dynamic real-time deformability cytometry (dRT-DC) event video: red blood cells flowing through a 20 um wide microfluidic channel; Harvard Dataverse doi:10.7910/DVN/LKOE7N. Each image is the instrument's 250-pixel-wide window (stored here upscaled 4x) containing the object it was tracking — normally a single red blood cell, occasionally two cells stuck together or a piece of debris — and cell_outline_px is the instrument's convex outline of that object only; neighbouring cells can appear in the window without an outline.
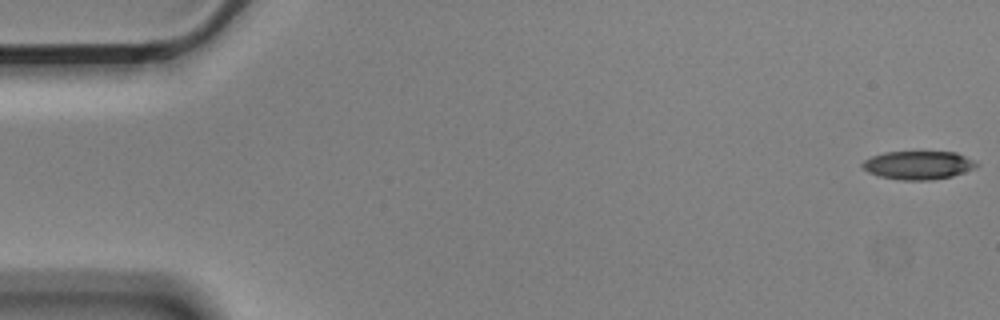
{"species": "Egyptian fruit bat (a non-hibernating species)", "species_latin": "Rousettus aegyptiacus", "temperature_condition": "cold", "stored_images_in_passage": 57, "camera_frame_rate_fps": 3000, "um_per_image_px": 0.085, "animal": {"sex": "male"}, "frame": {"image": 1, "passage_image": 1, "time_ms": 0.0, "image_size_px": [1000, 320], "cell_outline_px": [[980, 164], [976, 168], [952, 176], [928, 180], [900, 180], [880, 176], [868, 172], [860, 164], [864, 160], [872, 156], [884, 152], [956, 152]], "centroid_in_image_um": [78.05, 14.04], "position_along_channel_um": 7.0, "area_um2": 18.79}}
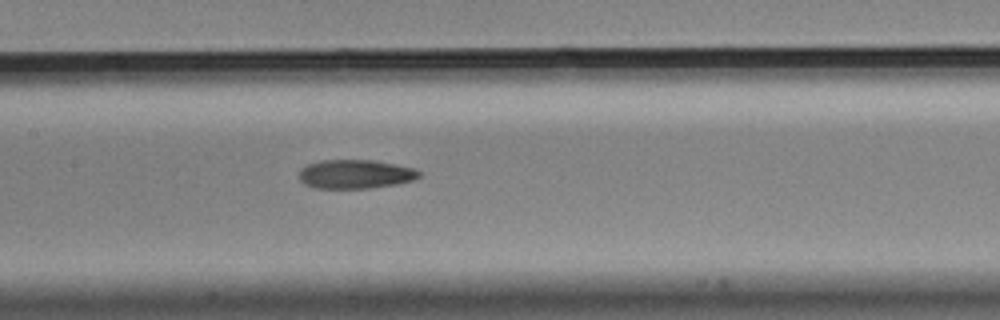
{"frame": {"image": 2, "passage_image": 27, "time_ms": 8.667, "image_size_px": [1000, 320], "cell_outline_px": [[420, 176], [416, 180], [396, 184], [368, 188], [316, 188], [304, 184], [300, 180], [300, 168], [308, 164], [320, 160], [376, 160], [412, 168], [420, 172]], "centroid_in_image_um": [30.2, 14.8], "position_along_channel_um": 177.2, "area_um2": 20.23}}
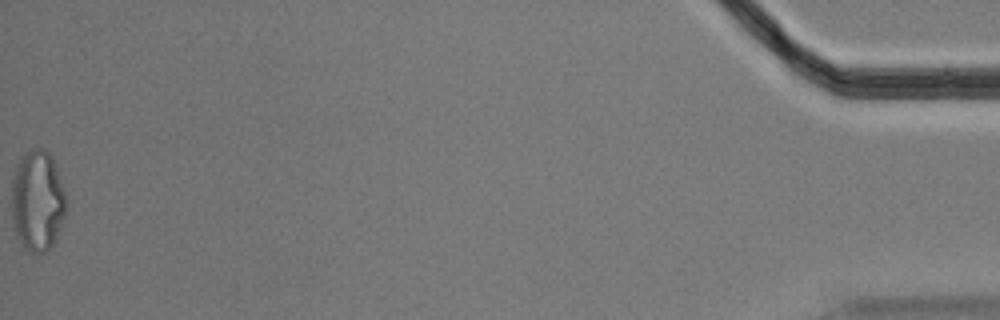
{"frame": {"image": 3, "passage_image": 57, "time_ms": 18.667, "image_size_px": [1000, 320], "cell_outline_px": [[68, 204], [60, 228], [52, 244], [44, 252], [32, 252], [24, 248], [12, 228], [12, 180], [16, 164], [20, 156], [24, 152], [32, 148], [44, 148], [48, 152], [56, 168]], "centroid_in_image_um": [3.15, 17.04], "position_along_channel_um": 432.0, "area_um2": 32.14}, "authors_computed_cell_mechanics": {"area_um2": 20.7502, "velocity_mm_per_s": 3.5493, "shape_relaxation_time_tau1_ms": 5.8016, "shape_relaxation_time_tau2_ms": 5.037, "deformation_change_tau1": 0.1759, "deformation_change_tau2": 0.1413}}